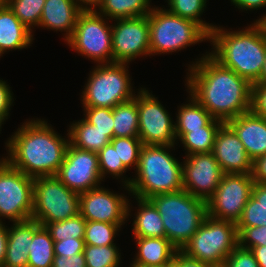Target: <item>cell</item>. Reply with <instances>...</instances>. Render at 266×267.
Wrapping results in <instances>:
<instances>
[{
  "label": "cell",
  "instance_id": "6da1fadb",
  "mask_svg": "<svg viewBox=\"0 0 266 267\" xmlns=\"http://www.w3.org/2000/svg\"><path fill=\"white\" fill-rule=\"evenodd\" d=\"M188 72L187 92L213 118L226 123L251 111L252 84L233 70L223 67L209 52L189 64Z\"/></svg>",
  "mask_w": 266,
  "mask_h": 267
},
{
  "label": "cell",
  "instance_id": "7a4b0ae2",
  "mask_svg": "<svg viewBox=\"0 0 266 267\" xmlns=\"http://www.w3.org/2000/svg\"><path fill=\"white\" fill-rule=\"evenodd\" d=\"M67 136H60L44 119H30L5 142L8 156L2 160L33 178L56 176L70 143Z\"/></svg>",
  "mask_w": 266,
  "mask_h": 267
},
{
  "label": "cell",
  "instance_id": "3957f363",
  "mask_svg": "<svg viewBox=\"0 0 266 267\" xmlns=\"http://www.w3.org/2000/svg\"><path fill=\"white\" fill-rule=\"evenodd\" d=\"M213 49L209 54L223 67L254 84L261 75L266 54V28L262 22L245 29L228 31L217 25L209 34Z\"/></svg>",
  "mask_w": 266,
  "mask_h": 267
},
{
  "label": "cell",
  "instance_id": "277c9868",
  "mask_svg": "<svg viewBox=\"0 0 266 267\" xmlns=\"http://www.w3.org/2000/svg\"><path fill=\"white\" fill-rule=\"evenodd\" d=\"M174 146L143 145L140 151L135 178H131V196L149 199L162 193L183 190L182 162L169 150Z\"/></svg>",
  "mask_w": 266,
  "mask_h": 267
},
{
  "label": "cell",
  "instance_id": "5b68a950",
  "mask_svg": "<svg viewBox=\"0 0 266 267\" xmlns=\"http://www.w3.org/2000/svg\"><path fill=\"white\" fill-rule=\"evenodd\" d=\"M148 200L161 215L165 238L178 250L196 234L207 216L206 201L192 196L184 189L157 194Z\"/></svg>",
  "mask_w": 266,
  "mask_h": 267
},
{
  "label": "cell",
  "instance_id": "8992f818",
  "mask_svg": "<svg viewBox=\"0 0 266 267\" xmlns=\"http://www.w3.org/2000/svg\"><path fill=\"white\" fill-rule=\"evenodd\" d=\"M148 23L150 56L180 51L192 44L209 41V34L198 23L172 14L165 8L153 7Z\"/></svg>",
  "mask_w": 266,
  "mask_h": 267
},
{
  "label": "cell",
  "instance_id": "52a82bcc",
  "mask_svg": "<svg viewBox=\"0 0 266 267\" xmlns=\"http://www.w3.org/2000/svg\"><path fill=\"white\" fill-rule=\"evenodd\" d=\"M128 63H104L90 71L82 91L83 107L114 108L135 97Z\"/></svg>",
  "mask_w": 266,
  "mask_h": 267
},
{
  "label": "cell",
  "instance_id": "ba28073f",
  "mask_svg": "<svg viewBox=\"0 0 266 267\" xmlns=\"http://www.w3.org/2000/svg\"><path fill=\"white\" fill-rule=\"evenodd\" d=\"M237 246L236 224L207 215L196 234L180 251L212 267H222L225 259Z\"/></svg>",
  "mask_w": 266,
  "mask_h": 267
},
{
  "label": "cell",
  "instance_id": "9c48e42d",
  "mask_svg": "<svg viewBox=\"0 0 266 267\" xmlns=\"http://www.w3.org/2000/svg\"><path fill=\"white\" fill-rule=\"evenodd\" d=\"M79 214V194L70 190L56 176L34 178L31 219L42 226L64 221Z\"/></svg>",
  "mask_w": 266,
  "mask_h": 267
},
{
  "label": "cell",
  "instance_id": "30bf717a",
  "mask_svg": "<svg viewBox=\"0 0 266 267\" xmlns=\"http://www.w3.org/2000/svg\"><path fill=\"white\" fill-rule=\"evenodd\" d=\"M106 19L96 10L82 11L66 43L97 64L113 63L112 25Z\"/></svg>",
  "mask_w": 266,
  "mask_h": 267
},
{
  "label": "cell",
  "instance_id": "8fae6325",
  "mask_svg": "<svg viewBox=\"0 0 266 267\" xmlns=\"http://www.w3.org/2000/svg\"><path fill=\"white\" fill-rule=\"evenodd\" d=\"M33 191V177L0 159V217L8 218L12 222L31 219Z\"/></svg>",
  "mask_w": 266,
  "mask_h": 267
},
{
  "label": "cell",
  "instance_id": "7c38bea8",
  "mask_svg": "<svg viewBox=\"0 0 266 267\" xmlns=\"http://www.w3.org/2000/svg\"><path fill=\"white\" fill-rule=\"evenodd\" d=\"M134 100L138 108V137L143 145L175 146V122L157 97L141 87Z\"/></svg>",
  "mask_w": 266,
  "mask_h": 267
},
{
  "label": "cell",
  "instance_id": "4fadbf2b",
  "mask_svg": "<svg viewBox=\"0 0 266 267\" xmlns=\"http://www.w3.org/2000/svg\"><path fill=\"white\" fill-rule=\"evenodd\" d=\"M254 180L250 174H223L214 194L206 201L207 215L235 224L251 196Z\"/></svg>",
  "mask_w": 266,
  "mask_h": 267
},
{
  "label": "cell",
  "instance_id": "5bb4252c",
  "mask_svg": "<svg viewBox=\"0 0 266 267\" xmlns=\"http://www.w3.org/2000/svg\"><path fill=\"white\" fill-rule=\"evenodd\" d=\"M115 21L112 24L113 63H130L139 56H150L148 16Z\"/></svg>",
  "mask_w": 266,
  "mask_h": 267
},
{
  "label": "cell",
  "instance_id": "9a60e30c",
  "mask_svg": "<svg viewBox=\"0 0 266 267\" xmlns=\"http://www.w3.org/2000/svg\"><path fill=\"white\" fill-rule=\"evenodd\" d=\"M124 194H117L103 186L79 194V214L86 221L125 224L131 208Z\"/></svg>",
  "mask_w": 266,
  "mask_h": 267
},
{
  "label": "cell",
  "instance_id": "2e32d148",
  "mask_svg": "<svg viewBox=\"0 0 266 267\" xmlns=\"http://www.w3.org/2000/svg\"><path fill=\"white\" fill-rule=\"evenodd\" d=\"M56 177L70 190L81 194L100 186L102 178L98 154L68 145Z\"/></svg>",
  "mask_w": 266,
  "mask_h": 267
},
{
  "label": "cell",
  "instance_id": "e0dca14e",
  "mask_svg": "<svg viewBox=\"0 0 266 267\" xmlns=\"http://www.w3.org/2000/svg\"><path fill=\"white\" fill-rule=\"evenodd\" d=\"M182 164L183 189L207 201L216 191L223 176L212 153L185 155Z\"/></svg>",
  "mask_w": 266,
  "mask_h": 267
},
{
  "label": "cell",
  "instance_id": "ac0fdd59",
  "mask_svg": "<svg viewBox=\"0 0 266 267\" xmlns=\"http://www.w3.org/2000/svg\"><path fill=\"white\" fill-rule=\"evenodd\" d=\"M212 154L224 174H250L253 161L236 133L224 123L218 130Z\"/></svg>",
  "mask_w": 266,
  "mask_h": 267
},
{
  "label": "cell",
  "instance_id": "d6986e66",
  "mask_svg": "<svg viewBox=\"0 0 266 267\" xmlns=\"http://www.w3.org/2000/svg\"><path fill=\"white\" fill-rule=\"evenodd\" d=\"M226 124L236 133L252 161L266 154V119L252 110Z\"/></svg>",
  "mask_w": 266,
  "mask_h": 267
},
{
  "label": "cell",
  "instance_id": "ffe728a7",
  "mask_svg": "<svg viewBox=\"0 0 266 267\" xmlns=\"http://www.w3.org/2000/svg\"><path fill=\"white\" fill-rule=\"evenodd\" d=\"M42 225L36 220L29 219L21 222H13L8 227V240L3 267H27L28 252L32 244L34 233Z\"/></svg>",
  "mask_w": 266,
  "mask_h": 267
},
{
  "label": "cell",
  "instance_id": "44dd1931",
  "mask_svg": "<svg viewBox=\"0 0 266 267\" xmlns=\"http://www.w3.org/2000/svg\"><path fill=\"white\" fill-rule=\"evenodd\" d=\"M83 10L74 0H45L39 27L64 33L65 41L73 34L79 14Z\"/></svg>",
  "mask_w": 266,
  "mask_h": 267
},
{
  "label": "cell",
  "instance_id": "7402d4cb",
  "mask_svg": "<svg viewBox=\"0 0 266 267\" xmlns=\"http://www.w3.org/2000/svg\"><path fill=\"white\" fill-rule=\"evenodd\" d=\"M32 31L15 15L9 6L0 0V56L10 50H22L31 46Z\"/></svg>",
  "mask_w": 266,
  "mask_h": 267
},
{
  "label": "cell",
  "instance_id": "603a6c76",
  "mask_svg": "<svg viewBox=\"0 0 266 267\" xmlns=\"http://www.w3.org/2000/svg\"><path fill=\"white\" fill-rule=\"evenodd\" d=\"M138 252L129 267H167L178 249L167 238H135Z\"/></svg>",
  "mask_w": 266,
  "mask_h": 267
},
{
  "label": "cell",
  "instance_id": "cb8c5ba5",
  "mask_svg": "<svg viewBox=\"0 0 266 267\" xmlns=\"http://www.w3.org/2000/svg\"><path fill=\"white\" fill-rule=\"evenodd\" d=\"M69 127L67 132L69 133L70 144L85 151L98 153L114 137V132L100 131L95 125H90L83 118L73 122Z\"/></svg>",
  "mask_w": 266,
  "mask_h": 267
},
{
  "label": "cell",
  "instance_id": "d4e9b609",
  "mask_svg": "<svg viewBox=\"0 0 266 267\" xmlns=\"http://www.w3.org/2000/svg\"><path fill=\"white\" fill-rule=\"evenodd\" d=\"M134 198L138 203L132 228L134 238H165L164 224L154 205L148 199Z\"/></svg>",
  "mask_w": 266,
  "mask_h": 267
},
{
  "label": "cell",
  "instance_id": "484cf974",
  "mask_svg": "<svg viewBox=\"0 0 266 267\" xmlns=\"http://www.w3.org/2000/svg\"><path fill=\"white\" fill-rule=\"evenodd\" d=\"M190 97L189 103L181 105L176 114V123H174L176 140L191 130L206 126L213 119L211 114L192 95Z\"/></svg>",
  "mask_w": 266,
  "mask_h": 267
},
{
  "label": "cell",
  "instance_id": "4316f807",
  "mask_svg": "<svg viewBox=\"0 0 266 267\" xmlns=\"http://www.w3.org/2000/svg\"><path fill=\"white\" fill-rule=\"evenodd\" d=\"M151 0H103L96 11L107 20L148 16L152 11Z\"/></svg>",
  "mask_w": 266,
  "mask_h": 267
},
{
  "label": "cell",
  "instance_id": "83f0119b",
  "mask_svg": "<svg viewBox=\"0 0 266 267\" xmlns=\"http://www.w3.org/2000/svg\"><path fill=\"white\" fill-rule=\"evenodd\" d=\"M224 122L213 118L206 126L185 133L179 140L186 155L212 153L216 134Z\"/></svg>",
  "mask_w": 266,
  "mask_h": 267
},
{
  "label": "cell",
  "instance_id": "f1b7e54d",
  "mask_svg": "<svg viewBox=\"0 0 266 267\" xmlns=\"http://www.w3.org/2000/svg\"><path fill=\"white\" fill-rule=\"evenodd\" d=\"M266 226V184L254 183L251 196L236 227Z\"/></svg>",
  "mask_w": 266,
  "mask_h": 267
},
{
  "label": "cell",
  "instance_id": "f546056e",
  "mask_svg": "<svg viewBox=\"0 0 266 267\" xmlns=\"http://www.w3.org/2000/svg\"><path fill=\"white\" fill-rule=\"evenodd\" d=\"M113 109L114 137H138V108L137 102L132 99L116 105Z\"/></svg>",
  "mask_w": 266,
  "mask_h": 267
},
{
  "label": "cell",
  "instance_id": "4dcf8cb0",
  "mask_svg": "<svg viewBox=\"0 0 266 267\" xmlns=\"http://www.w3.org/2000/svg\"><path fill=\"white\" fill-rule=\"evenodd\" d=\"M54 241L46 227L41 226L35 233L28 252L27 267H52Z\"/></svg>",
  "mask_w": 266,
  "mask_h": 267
},
{
  "label": "cell",
  "instance_id": "1f68e13d",
  "mask_svg": "<svg viewBox=\"0 0 266 267\" xmlns=\"http://www.w3.org/2000/svg\"><path fill=\"white\" fill-rule=\"evenodd\" d=\"M99 169L101 172L102 180H105L106 175L110 174L114 176L113 178L122 180L123 187L126 189L129 194V185L132 179L123 177V173L126 174V171L129 169L119 161V155L117 154V149L113 147L111 143L105 145L98 153ZM123 177V179H122Z\"/></svg>",
  "mask_w": 266,
  "mask_h": 267
},
{
  "label": "cell",
  "instance_id": "d6a6232c",
  "mask_svg": "<svg viewBox=\"0 0 266 267\" xmlns=\"http://www.w3.org/2000/svg\"><path fill=\"white\" fill-rule=\"evenodd\" d=\"M169 12L198 23L208 34L216 25L203 21L200 17L205 11L207 0H167Z\"/></svg>",
  "mask_w": 266,
  "mask_h": 267
},
{
  "label": "cell",
  "instance_id": "836d02e7",
  "mask_svg": "<svg viewBox=\"0 0 266 267\" xmlns=\"http://www.w3.org/2000/svg\"><path fill=\"white\" fill-rule=\"evenodd\" d=\"M124 224H111L97 221H86L84 242L91 246L116 245L114 238Z\"/></svg>",
  "mask_w": 266,
  "mask_h": 267
},
{
  "label": "cell",
  "instance_id": "e575fe53",
  "mask_svg": "<svg viewBox=\"0 0 266 267\" xmlns=\"http://www.w3.org/2000/svg\"><path fill=\"white\" fill-rule=\"evenodd\" d=\"M14 15L33 32L39 26L45 0H3ZM32 28V29H31Z\"/></svg>",
  "mask_w": 266,
  "mask_h": 267
},
{
  "label": "cell",
  "instance_id": "d590c367",
  "mask_svg": "<svg viewBox=\"0 0 266 267\" xmlns=\"http://www.w3.org/2000/svg\"><path fill=\"white\" fill-rule=\"evenodd\" d=\"M45 227L50 232L54 242L67 239H84L86 220L78 214L64 221L48 223Z\"/></svg>",
  "mask_w": 266,
  "mask_h": 267
},
{
  "label": "cell",
  "instance_id": "8d00e7d4",
  "mask_svg": "<svg viewBox=\"0 0 266 267\" xmlns=\"http://www.w3.org/2000/svg\"><path fill=\"white\" fill-rule=\"evenodd\" d=\"M86 267H119L121 253L116 245H85L83 251Z\"/></svg>",
  "mask_w": 266,
  "mask_h": 267
},
{
  "label": "cell",
  "instance_id": "74e56055",
  "mask_svg": "<svg viewBox=\"0 0 266 267\" xmlns=\"http://www.w3.org/2000/svg\"><path fill=\"white\" fill-rule=\"evenodd\" d=\"M110 143L117 149L119 161H122L128 169L137 168L143 146L139 137H113Z\"/></svg>",
  "mask_w": 266,
  "mask_h": 267
},
{
  "label": "cell",
  "instance_id": "f35d334b",
  "mask_svg": "<svg viewBox=\"0 0 266 267\" xmlns=\"http://www.w3.org/2000/svg\"><path fill=\"white\" fill-rule=\"evenodd\" d=\"M84 117L90 125L104 132H113V109L104 107H83Z\"/></svg>",
  "mask_w": 266,
  "mask_h": 267
},
{
  "label": "cell",
  "instance_id": "ab89813d",
  "mask_svg": "<svg viewBox=\"0 0 266 267\" xmlns=\"http://www.w3.org/2000/svg\"><path fill=\"white\" fill-rule=\"evenodd\" d=\"M237 232L238 245L242 248L251 250L256 246H266V226L237 227Z\"/></svg>",
  "mask_w": 266,
  "mask_h": 267
},
{
  "label": "cell",
  "instance_id": "60d3db41",
  "mask_svg": "<svg viewBox=\"0 0 266 267\" xmlns=\"http://www.w3.org/2000/svg\"><path fill=\"white\" fill-rule=\"evenodd\" d=\"M222 267H259L253 252L239 245L225 259Z\"/></svg>",
  "mask_w": 266,
  "mask_h": 267
},
{
  "label": "cell",
  "instance_id": "b9f144b4",
  "mask_svg": "<svg viewBox=\"0 0 266 267\" xmlns=\"http://www.w3.org/2000/svg\"><path fill=\"white\" fill-rule=\"evenodd\" d=\"M84 247V239H67L54 242V255L71 257L83 253Z\"/></svg>",
  "mask_w": 266,
  "mask_h": 267
},
{
  "label": "cell",
  "instance_id": "7bdbcfd3",
  "mask_svg": "<svg viewBox=\"0 0 266 267\" xmlns=\"http://www.w3.org/2000/svg\"><path fill=\"white\" fill-rule=\"evenodd\" d=\"M251 110L266 119V84H252Z\"/></svg>",
  "mask_w": 266,
  "mask_h": 267
},
{
  "label": "cell",
  "instance_id": "ee69618b",
  "mask_svg": "<svg viewBox=\"0 0 266 267\" xmlns=\"http://www.w3.org/2000/svg\"><path fill=\"white\" fill-rule=\"evenodd\" d=\"M10 88L6 81L0 79V120L3 123L8 119L9 111L14 102L13 92Z\"/></svg>",
  "mask_w": 266,
  "mask_h": 267
},
{
  "label": "cell",
  "instance_id": "f6af8a7d",
  "mask_svg": "<svg viewBox=\"0 0 266 267\" xmlns=\"http://www.w3.org/2000/svg\"><path fill=\"white\" fill-rule=\"evenodd\" d=\"M52 267H86L85 257L83 253L67 256H54Z\"/></svg>",
  "mask_w": 266,
  "mask_h": 267
},
{
  "label": "cell",
  "instance_id": "bcb514c9",
  "mask_svg": "<svg viewBox=\"0 0 266 267\" xmlns=\"http://www.w3.org/2000/svg\"><path fill=\"white\" fill-rule=\"evenodd\" d=\"M173 264L176 267H212L211 265L186 256L180 250L175 254Z\"/></svg>",
  "mask_w": 266,
  "mask_h": 267
},
{
  "label": "cell",
  "instance_id": "7dc6e473",
  "mask_svg": "<svg viewBox=\"0 0 266 267\" xmlns=\"http://www.w3.org/2000/svg\"><path fill=\"white\" fill-rule=\"evenodd\" d=\"M252 177L254 183L266 184V154L253 161Z\"/></svg>",
  "mask_w": 266,
  "mask_h": 267
},
{
  "label": "cell",
  "instance_id": "c3c4849f",
  "mask_svg": "<svg viewBox=\"0 0 266 267\" xmlns=\"http://www.w3.org/2000/svg\"><path fill=\"white\" fill-rule=\"evenodd\" d=\"M233 5H235V8L237 6L238 9L243 10H258L262 9V7L265 8L266 6V0H230Z\"/></svg>",
  "mask_w": 266,
  "mask_h": 267
},
{
  "label": "cell",
  "instance_id": "681fc988",
  "mask_svg": "<svg viewBox=\"0 0 266 267\" xmlns=\"http://www.w3.org/2000/svg\"><path fill=\"white\" fill-rule=\"evenodd\" d=\"M8 240V226L3 224V221H0V266H2L5 255H6V246Z\"/></svg>",
  "mask_w": 266,
  "mask_h": 267
},
{
  "label": "cell",
  "instance_id": "f907efd6",
  "mask_svg": "<svg viewBox=\"0 0 266 267\" xmlns=\"http://www.w3.org/2000/svg\"><path fill=\"white\" fill-rule=\"evenodd\" d=\"M259 267H266V246H256L251 249Z\"/></svg>",
  "mask_w": 266,
  "mask_h": 267
},
{
  "label": "cell",
  "instance_id": "816d5d0a",
  "mask_svg": "<svg viewBox=\"0 0 266 267\" xmlns=\"http://www.w3.org/2000/svg\"><path fill=\"white\" fill-rule=\"evenodd\" d=\"M103 0H74V2L83 10H96Z\"/></svg>",
  "mask_w": 266,
  "mask_h": 267
},
{
  "label": "cell",
  "instance_id": "f5cc1de1",
  "mask_svg": "<svg viewBox=\"0 0 266 267\" xmlns=\"http://www.w3.org/2000/svg\"><path fill=\"white\" fill-rule=\"evenodd\" d=\"M254 84H266V54L260 78Z\"/></svg>",
  "mask_w": 266,
  "mask_h": 267
},
{
  "label": "cell",
  "instance_id": "db71d44e",
  "mask_svg": "<svg viewBox=\"0 0 266 267\" xmlns=\"http://www.w3.org/2000/svg\"><path fill=\"white\" fill-rule=\"evenodd\" d=\"M256 22H262L266 28V14L261 16V18L257 19Z\"/></svg>",
  "mask_w": 266,
  "mask_h": 267
},
{
  "label": "cell",
  "instance_id": "11a10c76",
  "mask_svg": "<svg viewBox=\"0 0 266 267\" xmlns=\"http://www.w3.org/2000/svg\"><path fill=\"white\" fill-rule=\"evenodd\" d=\"M2 124H3V122L0 120V129L2 128L1 126H2ZM1 131V130H0ZM1 133V132H0Z\"/></svg>",
  "mask_w": 266,
  "mask_h": 267
},
{
  "label": "cell",
  "instance_id": "9f6ffc18",
  "mask_svg": "<svg viewBox=\"0 0 266 267\" xmlns=\"http://www.w3.org/2000/svg\"><path fill=\"white\" fill-rule=\"evenodd\" d=\"M169 267H176L173 263L169 265Z\"/></svg>",
  "mask_w": 266,
  "mask_h": 267
}]
</instances>
